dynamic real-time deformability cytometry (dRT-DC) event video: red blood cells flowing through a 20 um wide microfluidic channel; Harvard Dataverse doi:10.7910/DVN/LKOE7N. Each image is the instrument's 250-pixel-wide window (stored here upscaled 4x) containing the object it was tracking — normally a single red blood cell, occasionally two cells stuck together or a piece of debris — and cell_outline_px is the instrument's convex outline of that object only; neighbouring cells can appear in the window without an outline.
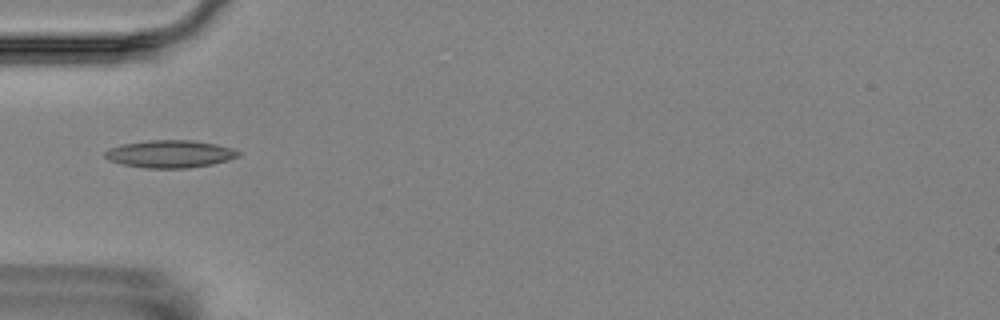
{"species": "Egyptian fruit bat (a non-hibernating species)", "species_latin": "Rousettus aegyptiacus", "temperature_condition": "room temperature", "stored_images_in_passage": 5, "camera_frame_rate_fps": 3000, "um_per_image_px": 0.085, "animal": {"sex": "female"}, "frame": {"image": 1, "passage_image": 5, "time_ms": 5.667, "image_size_px": [1000, 320], "cell_outline_px": [[240, 156], [228, 160], [212, 164], [188, 168], [144, 168], [124, 164], [108, 160], [104, 156], [104, 152], [108, 148], [124, 144], [152, 140], [192, 140], [216, 144], [232, 148], [240, 152]], "centroid_in_image_um": [14.46, 13.09], "position_along_channel_um": 70.5, "area_um2": 21.33}}